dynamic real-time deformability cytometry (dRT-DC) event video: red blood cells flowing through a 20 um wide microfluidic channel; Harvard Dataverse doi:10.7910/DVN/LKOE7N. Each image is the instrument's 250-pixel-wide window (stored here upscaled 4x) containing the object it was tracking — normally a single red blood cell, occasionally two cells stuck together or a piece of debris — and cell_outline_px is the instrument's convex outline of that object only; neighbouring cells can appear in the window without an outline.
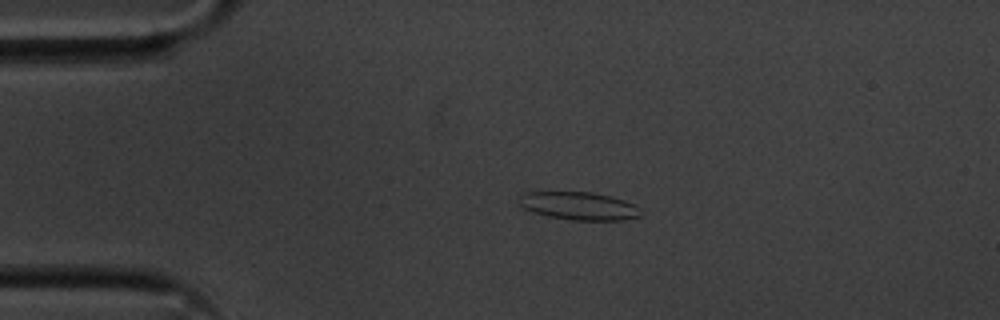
{"species": "common noctule bat (a hibernating species)", "species_latin": "Nyctalus noctula", "temperature_condition": "cold", "stored_images_in_passage": 54, "camera_frame_rate_fps": 3000, "um_per_image_px": 0.085, "animal": {"sex": "male", "body_mass_g": 20.1, "forearm_length_mm": 53.5}, "frame": {"image": 1, "passage_image": 11, "time_ms": 3.333, "image_size_px": [1000, 320], "cell_outline_px": [[644, 216], [624, 220], [572, 220], [548, 216], [532, 212], [524, 208], [520, 204], [520, 196], [524, 192], [592, 192], [624, 200], [640, 208]], "centroid_in_image_um": [49.25, 17.51], "position_along_channel_um": 35.8, "area_um2": 19.83}}
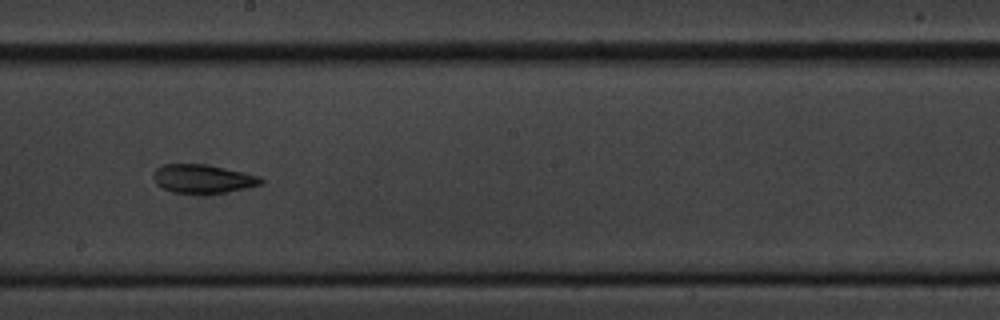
{"frame": {"image": 2, "passage_image": 30, "time_ms": 9.667, "image_size_px": [1000, 320], "cell_outline_px": [[264, 184], [248, 188], [228, 192], [172, 192], [156, 184], [152, 176], [152, 172], [156, 168], [164, 164], [204, 164], [244, 172], [260, 176], [264, 180]], "centroid_in_image_um": [17.26, 15.18], "position_along_channel_um": 230.9, "area_um2": 17.86}}
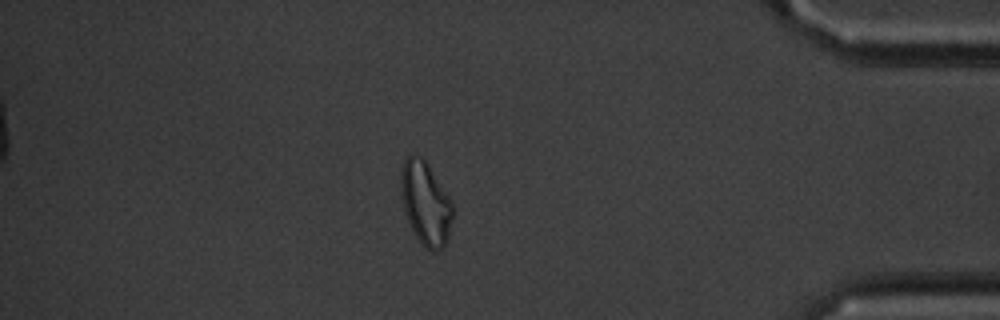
{"frame": {"image": 3, "passage_image": 47, "time_ms": 15.333, "image_size_px": [1000, 320], "cell_outline_px": [[452, 220], [448, 240], [440, 248], [432, 252], [416, 236], [408, 220], [404, 208], [400, 192], [400, 172], [404, 160], [412, 152], [420, 156], [424, 160], [452, 200]], "centroid_in_image_um": [36.16, 17.23], "position_along_channel_um": 399.0, "area_um2": 24.85}, "authors_computed_cell_mechanics": {"area_um2": 19.7676, "velocity_mm_per_s": 3.6074, "shape_relaxation_time_tau1_ms": null, "shape_relaxation_time_tau2_ms": 4.5134, "deformation_change_tau1": null, "deformation_change_tau2": 0.1276}}